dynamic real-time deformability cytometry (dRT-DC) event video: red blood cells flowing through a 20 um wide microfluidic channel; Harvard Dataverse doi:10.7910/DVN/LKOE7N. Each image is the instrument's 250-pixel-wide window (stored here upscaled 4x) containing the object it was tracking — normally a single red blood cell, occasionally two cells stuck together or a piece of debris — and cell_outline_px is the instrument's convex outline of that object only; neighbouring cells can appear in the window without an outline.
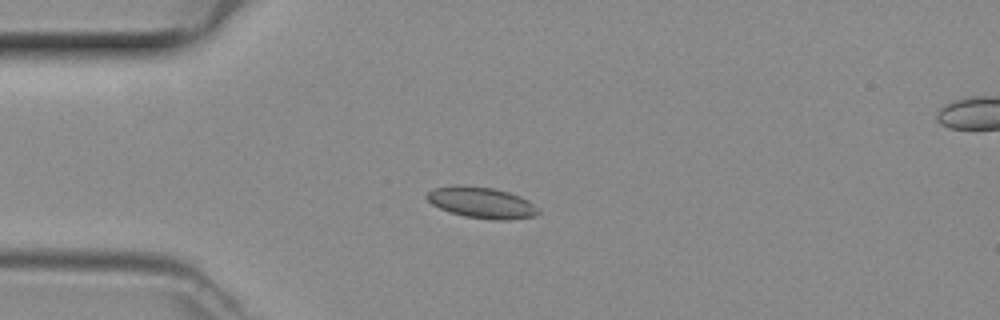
{"species": "common noctule bat (a hibernating species)", "species_latin": "Nyctalus noctula", "temperature_condition": "room temperature", "stored_images_in_passage": 37, "camera_frame_rate_fps": 3000, "um_per_image_px": 0.085, "animal": {"sex": "female", "body_mass_g": 29.2, "forearm_length_mm": 56.3}, "frame": {"image": 1, "passage_image": 1, "time_ms": 0.0, "image_size_px": [1000, 320], "cell_outline_px": [[540, 212], [536, 216], [508, 220], [492, 220], [464, 216], [448, 212], [432, 204], [424, 196], [428, 192], [436, 188], [492, 188], [508, 192], [520, 196], [528, 200], [540, 208]], "centroid_in_image_um": [41.03, 17.29], "position_along_channel_um": 44.0, "area_um2": 19.59}}
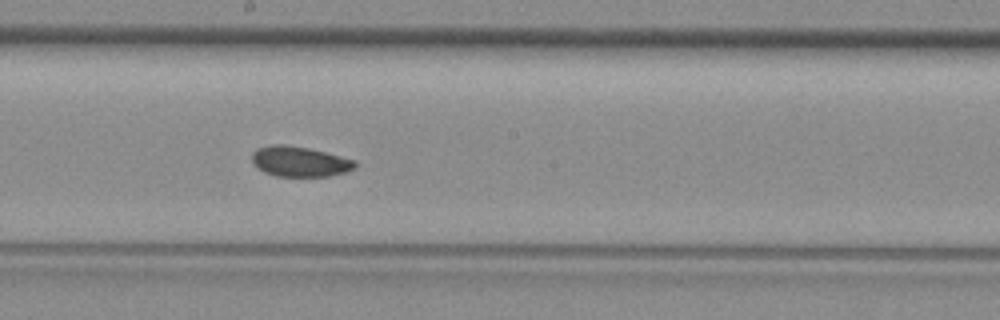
{"frame": {"image": 2, "passage_image": 15, "time_ms": 4.667, "image_size_px": [1000, 320], "cell_outline_px": [[356, 168], [344, 172], [328, 176], [276, 176], [264, 172], [256, 168], [252, 160], [252, 152], [256, 148], [272, 144], [284, 144], [308, 148], [356, 160]], "centroid_in_image_um": [25.43, 13.72], "position_along_channel_um": 222.8, "area_um2": 18.21}}
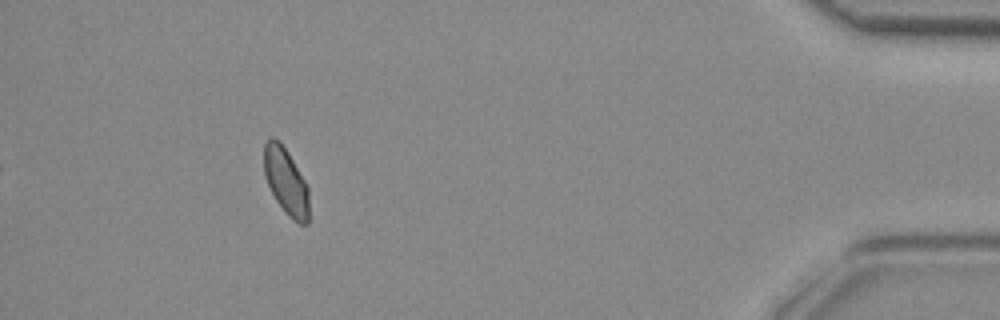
{"frame": {"image": 3, "passage_image": 33, "time_ms": 10.667, "image_size_px": [1000, 320], "cell_outline_px": [[308, 224], [300, 224], [292, 220], [284, 212], [276, 200], [264, 176], [264, 144], [272, 136], [280, 140], [288, 152], [304, 180], [308, 188]], "centroid_in_image_um": [24.29, 15.41], "position_along_channel_um": 410.9, "area_um2": 17.46}}